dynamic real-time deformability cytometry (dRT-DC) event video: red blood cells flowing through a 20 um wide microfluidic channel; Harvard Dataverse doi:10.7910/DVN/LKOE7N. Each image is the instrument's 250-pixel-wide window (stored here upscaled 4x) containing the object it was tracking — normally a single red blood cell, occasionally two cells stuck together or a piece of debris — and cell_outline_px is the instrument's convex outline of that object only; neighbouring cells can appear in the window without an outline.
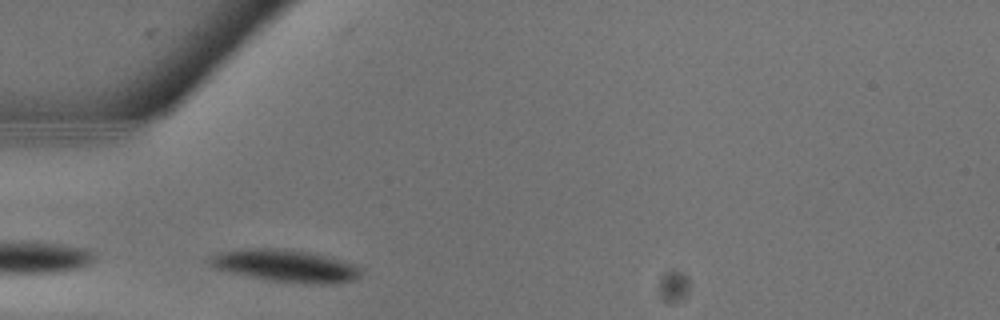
{"species": "common noctule bat (a hibernating species)", "species_latin": "Nyctalus noctula", "temperature_condition": "warm", "stored_images_in_passage": 7, "camera_frame_rate_fps": 3000, "um_per_image_px": 0.085, "animal": {"sex": "male", "body_mass_g": 13.3}, "frame": {"image": 1, "passage_image": 2, "time_ms": 0.333, "image_size_px": [1000, 320], "cell_outline_px": [[360, 276], [352, 280], [332, 284], [316, 284], [272, 280], [212, 268], [204, 260], [220, 252], [248, 248], [280, 248], [308, 252], [332, 256], [356, 264], [360, 268]], "centroid_in_image_um": [24.29, 22.57], "position_along_channel_um": 60.7, "area_um2": 28.44}}
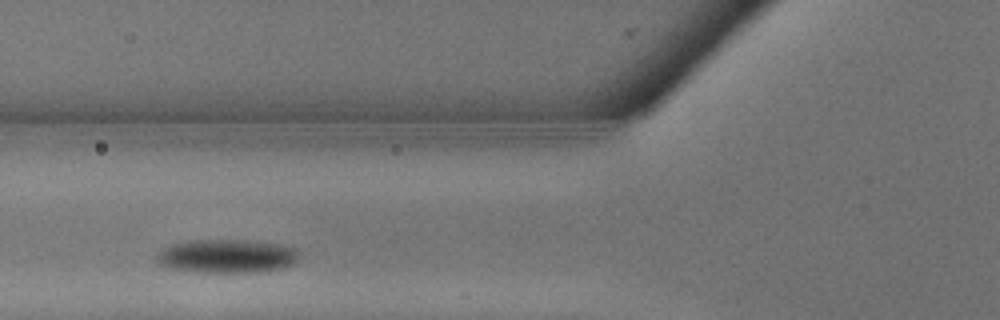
{"frame": {"image": 2, "passage_image": 4, "time_ms": 1.0, "image_size_px": [1000, 320], "cell_outline_px": [[300, 256], [292, 264], [284, 268], [268, 272], [200, 272], [164, 268], [156, 264], [156, 252], [172, 244], [188, 240], [252, 240], [280, 244], [296, 248], [300, 252]], "centroid_in_image_um": [19.27, 21.78], "position_along_channel_um": 106.5, "area_um2": 28.61}}
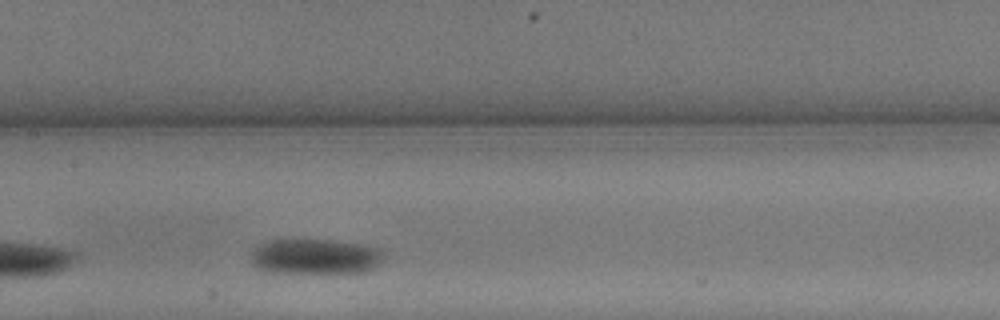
{"frame": {"image": 3, "passage_image": 7, "time_ms": 2.0, "image_size_px": [1000, 320], "cell_outline_px": [[388, 252], [380, 264], [376, 268], [364, 272], [268, 272], [256, 268], [248, 260], [252, 252], [264, 240], [328, 240], [360, 244], [384, 248]], "centroid_in_image_um": [26.84, 21.8], "position_along_channel_um": 180.6, "area_um2": 27.8}}